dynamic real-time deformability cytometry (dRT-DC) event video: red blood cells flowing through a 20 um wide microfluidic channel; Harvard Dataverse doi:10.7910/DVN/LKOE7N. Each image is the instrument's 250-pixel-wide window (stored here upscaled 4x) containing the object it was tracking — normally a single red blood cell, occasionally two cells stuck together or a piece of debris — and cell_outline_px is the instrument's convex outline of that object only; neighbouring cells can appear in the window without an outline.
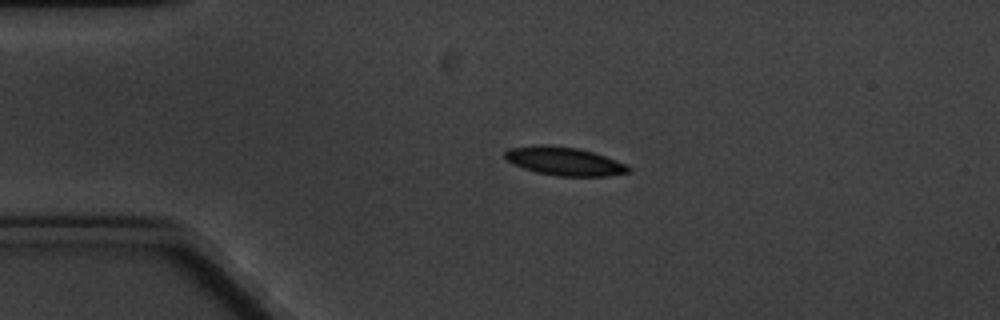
{"species": "common noctule bat (a hibernating species)", "species_latin": "Nyctalus noctula", "temperature_condition": "cold", "stored_images_in_passage": 2, "camera_frame_rate_fps": 3000, "um_per_image_px": 0.085, "animal": {"sex": "male", "body_mass_g": 20.1, "forearm_length_mm": 53.5}, "frame": {"image": 1, "passage_image": 1, "time_ms": 0.0, "image_size_px": [1000, 320], "cell_outline_px": [[632, 168], [628, 172], [608, 176], [556, 176], [536, 172], [512, 164], [504, 156], [504, 152], [508, 148], [536, 144], [544, 144], [576, 148], [592, 152], [628, 164]], "centroid_in_image_um": [47.95, 13.7], "position_along_channel_um": 37.1, "area_um2": 20.52}}